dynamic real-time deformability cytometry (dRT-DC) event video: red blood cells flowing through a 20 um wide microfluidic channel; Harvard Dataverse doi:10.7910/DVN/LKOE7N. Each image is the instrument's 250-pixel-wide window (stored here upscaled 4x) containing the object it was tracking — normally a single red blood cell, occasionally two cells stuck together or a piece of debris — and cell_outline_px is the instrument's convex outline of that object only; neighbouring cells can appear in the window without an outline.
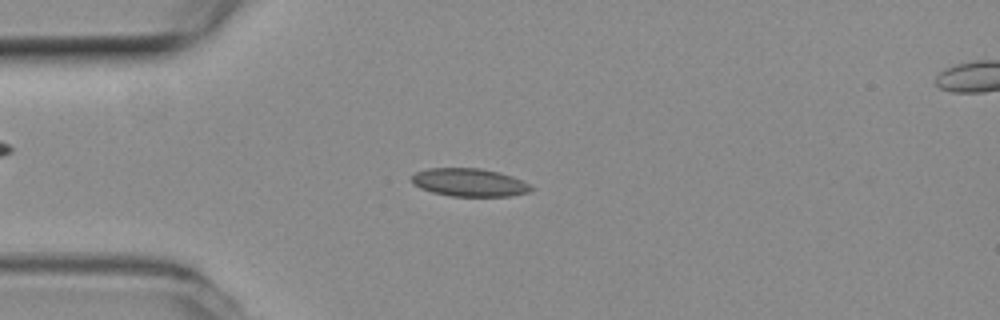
{"species": "common noctule bat (a hibernating species)", "species_latin": "Nyctalus noctula", "temperature_condition": "room temperature", "stored_images_in_passage": 52, "camera_frame_rate_fps": 3000, "um_per_image_px": 0.085, "animal": {"sex": "female", "body_mass_g": 19.3, "forearm_length_mm": 54.1}, "frame": {"image": 1, "passage_image": 13, "time_ms": 4.0, "image_size_px": [1000, 320], "cell_outline_px": [[536, 188], [532, 192], [512, 196], [448, 196], [432, 192], [420, 188], [412, 184], [412, 176], [416, 172], [428, 168], [480, 168], [500, 172], [512, 176]], "centroid_in_image_um": [39.92, 15.51], "position_along_channel_um": 45.1, "area_um2": 19.71}}
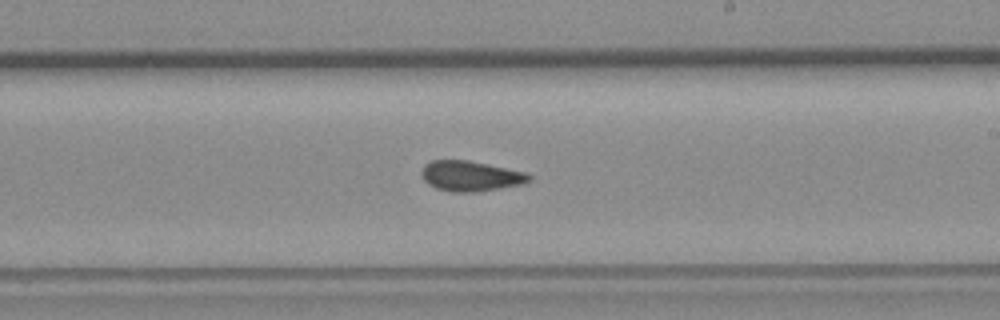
{"frame": {"image": 2, "passage_image": 30, "time_ms": 9.667, "image_size_px": [1000, 320], "cell_outline_px": [[532, 180], [524, 184], [500, 188], [472, 192], [452, 192], [436, 188], [428, 184], [424, 180], [420, 172], [424, 164], [432, 160], [468, 160], [528, 172], [532, 176]], "centroid_in_image_um": [40.02, 14.96], "position_along_channel_um": 249.0, "area_um2": 19.19}}
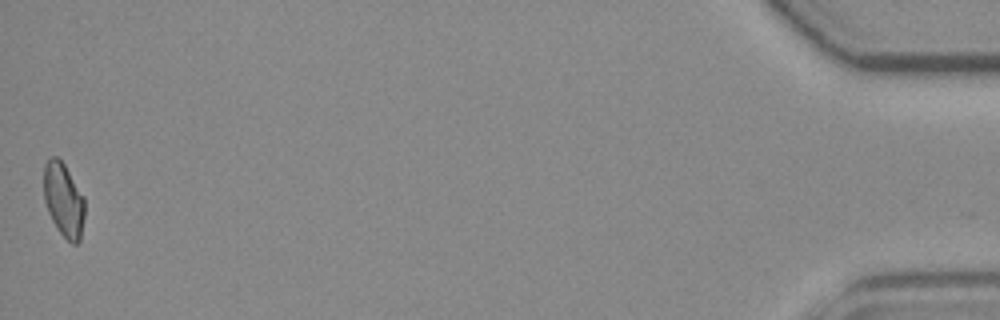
{"frame": {"image": 3, "passage_image": 52, "time_ms": 17.0, "image_size_px": [1000, 320], "cell_outline_px": [[84, 216], [80, 240], [76, 244], [72, 244], [60, 232], [52, 220], [48, 212], [44, 200], [44, 164], [52, 156], [56, 156], [64, 164], [84, 196]], "centroid_in_image_um": [5.41, 16.99], "position_along_channel_um": 429.8, "area_um2": 17.51}, "authors_computed_cell_mechanics": {"area_um2": 18.8428, "velocity_mm_per_s": 3.8812, "shape_relaxation_time_tau1_ms": null, "shape_relaxation_time_tau2_ms": 3.0251, "deformation_change_tau1": null, "deformation_change_tau2": 0.0759}}